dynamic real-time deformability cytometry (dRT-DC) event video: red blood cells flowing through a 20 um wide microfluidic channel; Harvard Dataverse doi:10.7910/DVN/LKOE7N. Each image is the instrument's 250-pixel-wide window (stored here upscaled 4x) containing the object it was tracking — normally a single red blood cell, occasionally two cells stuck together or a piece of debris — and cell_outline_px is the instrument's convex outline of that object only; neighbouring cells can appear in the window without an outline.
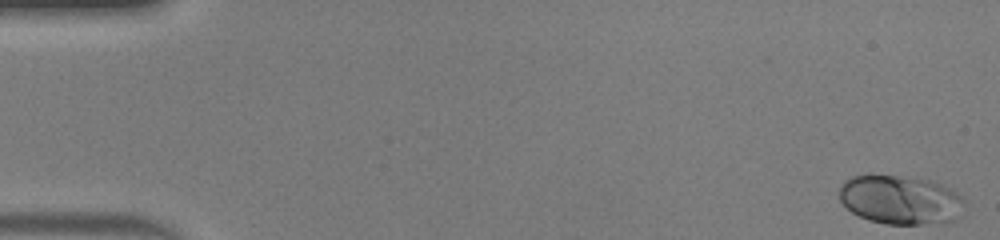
{"species": "human", "species_latin": "Homo sapiens", "temperature_condition": "warm", "stored_images_in_passage": 48, "camera_frame_rate_fps": 3000, "um_per_image_px": 0.085, "donor": {"sex": "male"}, "frame": {"image": 1, "passage_image": 1, "time_ms": 0.0, "image_size_px": [1000, 240], "cell_outline_px": [[964, 200], [956, 220], [920, 224], [888, 224], [868, 220], [852, 212], [840, 200], [840, 188], [844, 180], [852, 176], [868, 172], [932, 180], [956, 192]], "centroid_in_image_um": [76.47, 16.94], "position_along_channel_um": 8.5, "area_um2": 35.89}}
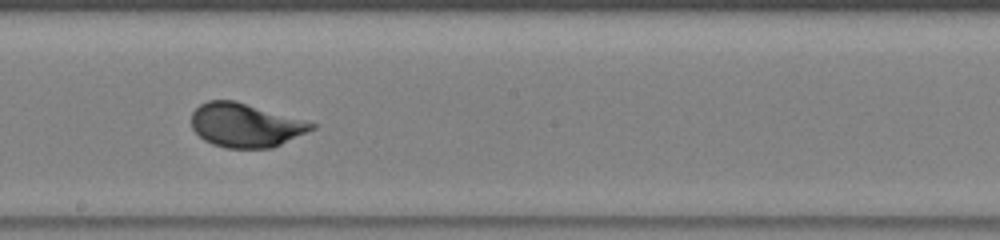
{"frame": {"image": 2, "passage_image": 27, "time_ms": 8.667, "image_size_px": [1000, 240], "cell_outline_px": [[316, 128], [272, 148], [224, 148], [212, 144], [204, 140], [192, 128], [192, 112], [200, 104], [208, 100], [236, 100], [304, 120], [316, 124]], "centroid_in_image_um": [20.85, 10.64], "position_along_channel_um": 227.3, "area_um2": 30.69}}
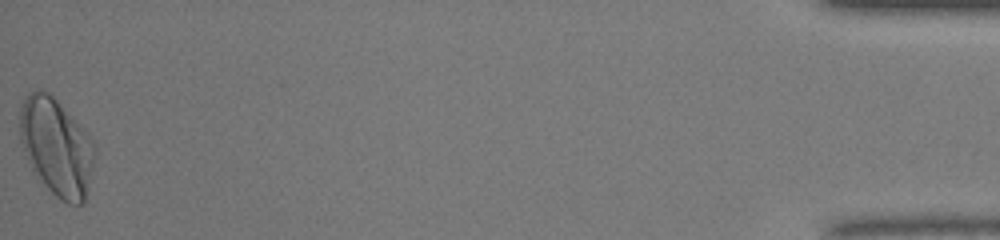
{"frame": {"image": 3, "passage_image": 48, "time_ms": 15.667, "image_size_px": [1000, 240], "cell_outline_px": [[96, 148], [84, 200], [80, 204], [68, 204], [60, 200], [32, 172], [20, 140], [20, 108], [24, 96], [28, 92], [36, 88], [48, 92], [56, 100], [92, 140]], "centroid_in_image_um": [4.74, 12.47], "position_along_channel_um": 430.5, "area_um2": 41.85}, "authors_computed_cell_mechanics": {"area_um2": 30.9519, "velocity_mm_per_s": 4.2936, "shape_relaxation_time_tau1_ms": 2.2513, "shape_relaxation_time_tau2_ms": null, "deformation_change_tau1": 0.1387, "deformation_change_tau2": null}}